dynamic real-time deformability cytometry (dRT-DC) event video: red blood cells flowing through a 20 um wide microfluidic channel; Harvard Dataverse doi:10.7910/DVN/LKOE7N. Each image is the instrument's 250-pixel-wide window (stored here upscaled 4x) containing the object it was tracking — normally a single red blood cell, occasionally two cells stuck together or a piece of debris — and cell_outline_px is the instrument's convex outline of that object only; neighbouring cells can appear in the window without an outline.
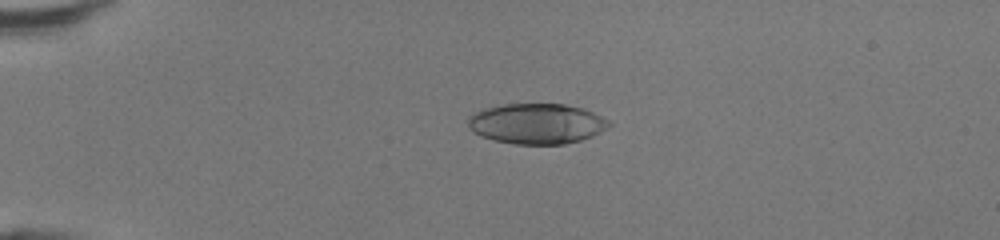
{"species": "human", "species_latin": "Homo sapiens", "temperature_condition": "room temperature", "stored_images_in_passage": 49, "camera_frame_rate_fps": 3000, "um_per_image_px": 0.085, "donor": {"sex": "female"}, "frame": {"image": 1, "passage_image": 13, "time_ms": 4.0, "image_size_px": [1000, 240], "cell_outline_px": [[612, 124], [600, 132], [592, 136], [580, 140], [564, 144], [516, 144], [496, 140], [480, 136], [472, 132], [468, 128], [468, 120], [476, 112], [484, 108], [504, 104], [564, 104], [584, 108], [608, 120]], "centroid_in_image_um": [45.62, 10.51], "position_along_channel_um": 39.4, "area_um2": 33.06}}
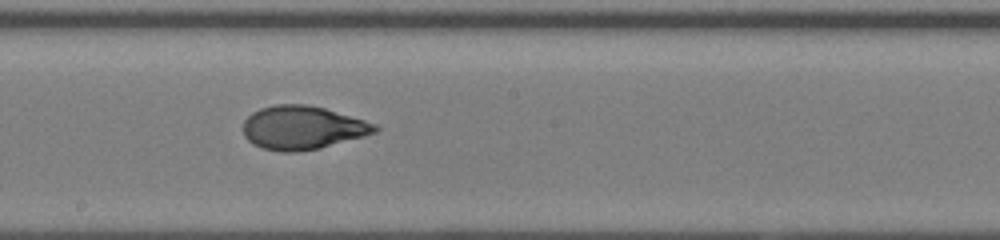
{"frame": {"image": 2, "passage_image": 29, "time_ms": 9.333, "image_size_px": [1000, 240], "cell_outline_px": [[380, 128], [376, 132], [364, 136], [320, 148], [296, 152], [280, 152], [260, 148], [252, 144], [244, 136], [244, 120], [252, 112], [260, 108], [276, 104], [308, 104], [324, 108], [364, 120], [376, 124]], "centroid_in_image_um": [25.69, 10.86], "position_along_channel_um": 222.5, "area_um2": 33.52}}
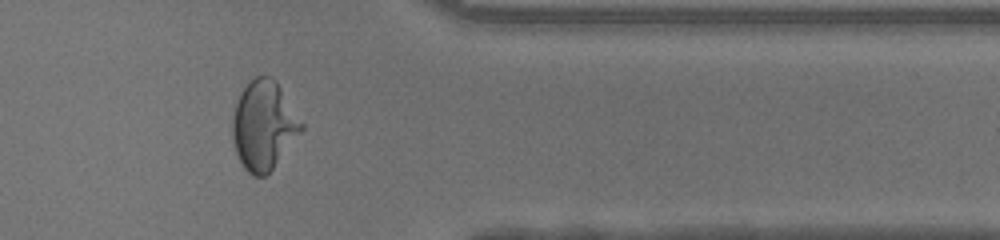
{"frame": {"image": 3, "passage_image": 41, "time_ms": 13.333, "image_size_px": [1000, 240], "cell_outline_px": [[304, 128], [272, 168], [264, 176], [252, 176], [244, 168], [232, 144], [232, 116], [240, 92], [256, 76], [272, 76], [276, 80], [304, 124]], "centroid_in_image_um": [22.4, 10.64], "position_along_channel_um": 389.0, "area_um2": 35.49}, "authors_computed_cell_mechanics": {"area_um2": 34.0442, "velocity_mm_per_s": 4.3847, "shape_relaxation_time_tau1_ms": 9.2674, "shape_relaxation_time_tau2_ms": 0.7399, "deformation_change_tau1": 0.3581, "deformation_change_tau2": 0.0617}}